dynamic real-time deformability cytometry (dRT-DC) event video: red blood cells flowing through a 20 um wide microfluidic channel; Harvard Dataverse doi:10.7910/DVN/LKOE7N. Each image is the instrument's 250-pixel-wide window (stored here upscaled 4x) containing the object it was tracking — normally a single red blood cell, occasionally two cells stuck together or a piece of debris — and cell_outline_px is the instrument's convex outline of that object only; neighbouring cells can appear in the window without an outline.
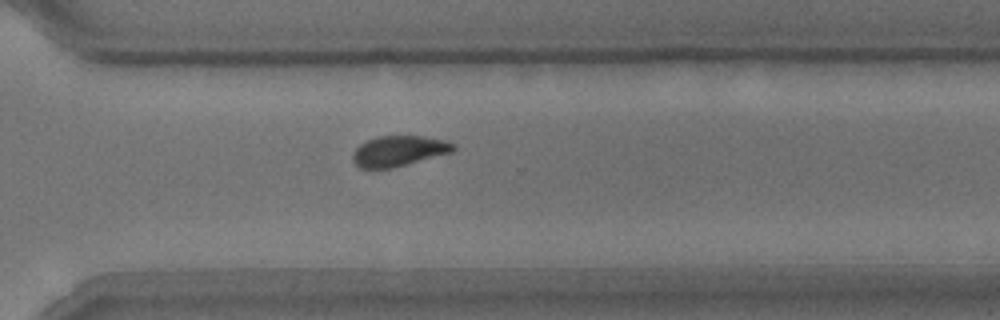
{"species": "common noctule bat (a hibernating species)", "species_latin": "Nyctalus noctula", "temperature_condition": "room temperature", "stored_images_in_passage": 9, "camera_frame_rate_fps": 3000, "um_per_image_px": 0.085, "animal": {"sex": "male", "body_mass_g": 15.6}, "frame": {"image": 1, "passage_image": 9, "time_ms": 10.0, "image_size_px": [1000, 320], "cell_outline_px": [[456, 148], [452, 152], [392, 168], [360, 168], [352, 160], [352, 152], [360, 144], [376, 136], [424, 136], [444, 140], [456, 144]], "centroid_in_image_um": [33.89, 12.83], "position_along_channel_um": 336.7, "area_um2": 17.86}}